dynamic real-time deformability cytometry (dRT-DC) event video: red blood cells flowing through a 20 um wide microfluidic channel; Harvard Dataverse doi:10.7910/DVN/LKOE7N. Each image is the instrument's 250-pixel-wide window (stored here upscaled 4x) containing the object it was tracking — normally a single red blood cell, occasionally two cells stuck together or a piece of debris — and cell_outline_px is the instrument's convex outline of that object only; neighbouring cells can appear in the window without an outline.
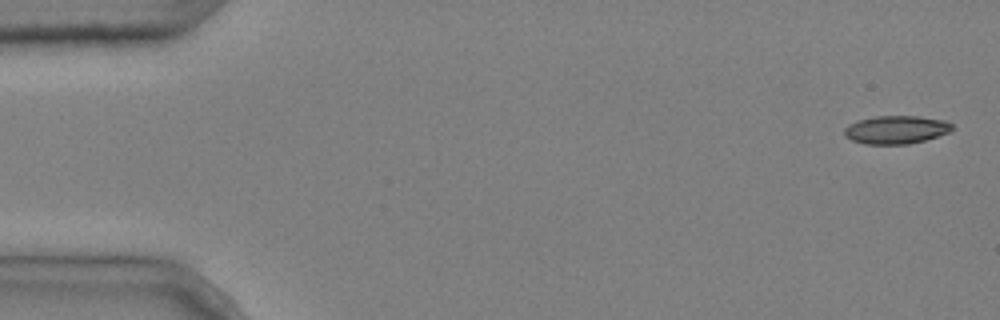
{"species": "common noctule bat (a hibernating species)", "species_latin": "Nyctalus noctula", "temperature_condition": "cold", "stored_images_in_passage": 6, "camera_frame_rate_fps": 3000, "um_per_image_px": 0.085, "animal": {"sex": "male", "body_mass_g": 20.4}, "frame": {"image": 1, "passage_image": 1, "time_ms": 0.0, "image_size_px": [1000, 320], "cell_outline_px": [[956, 128], [948, 132], [924, 140], [908, 144], [864, 144], [852, 140], [844, 136], [844, 128], [848, 124], [856, 120], [876, 116], [920, 116], [948, 120]], "centroid_in_image_um": [76.17, 11.01], "position_along_channel_um": 8.8, "area_um2": 17.92}}
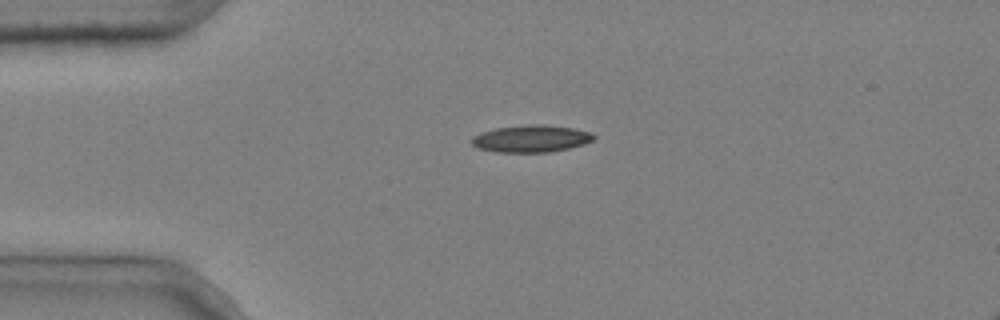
{"frame": {"image": 2, "passage_image": 4, "time_ms": 1.0, "image_size_px": [1000, 320], "cell_outline_px": [[596, 136], [592, 140], [584, 144], [568, 148], [548, 152], [496, 152], [480, 148], [472, 144], [472, 136], [480, 132], [496, 128], [528, 124], [544, 124], [572, 128], [592, 132]], "centroid_in_image_um": [45.15, 11.77], "position_along_channel_um": 39.9, "area_um2": 19.25}}